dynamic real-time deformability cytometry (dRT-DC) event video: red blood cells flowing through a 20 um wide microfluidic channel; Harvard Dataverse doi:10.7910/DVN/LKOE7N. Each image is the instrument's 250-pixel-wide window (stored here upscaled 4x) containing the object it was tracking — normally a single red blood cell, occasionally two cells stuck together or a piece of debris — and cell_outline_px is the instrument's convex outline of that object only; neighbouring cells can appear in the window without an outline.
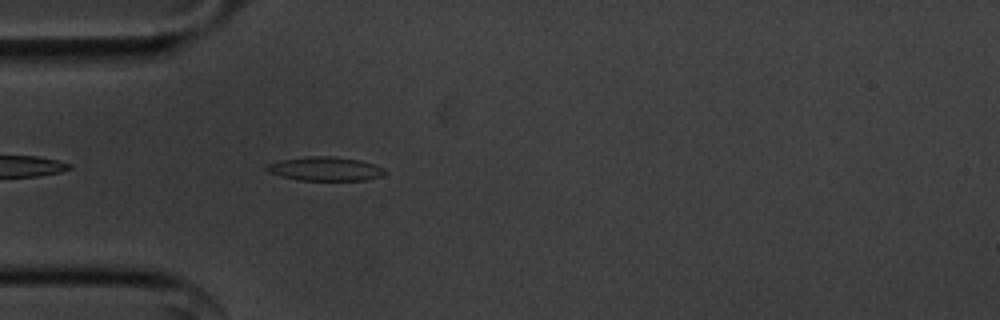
{"species": "common noctule bat (a hibernating species)", "species_latin": "Nyctalus noctula", "temperature_condition": "cold", "stored_images_in_passage": 21, "camera_frame_rate_fps": 3000, "um_per_image_px": 0.085, "animal": {"sex": "male", "body_mass_g": 20.1, "forearm_length_mm": 53.5}, "frame": {"image": 1, "passage_image": 4, "time_ms": 1.0, "image_size_px": [1000, 320], "cell_outline_px": [[388, 172], [380, 176], [364, 180], [300, 180], [268, 172], [264, 168], [268, 164], [280, 160], [308, 156], [332, 156], [360, 160], [376, 164], [384, 168]], "centroid_in_image_um": [27.68, 14.34], "position_along_channel_um": 57.3, "area_um2": 16.42}}
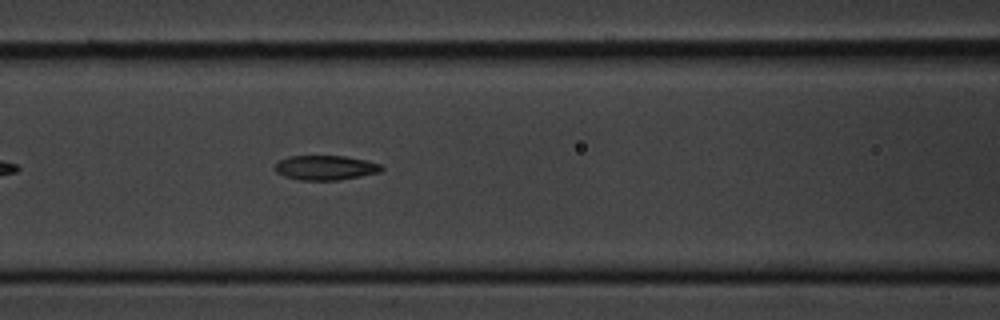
{"frame": {"image": 2, "passage_image": 11, "time_ms": 3.333, "image_size_px": [1000, 320], "cell_outline_px": [[384, 168], [380, 172], [340, 180], [296, 180], [284, 176], [276, 172], [276, 164], [280, 160], [288, 156], [344, 156], [364, 160], [380, 164]], "centroid_in_image_um": [27.65, 14.26], "position_along_channel_um": 138.9, "area_um2": 15.2}}
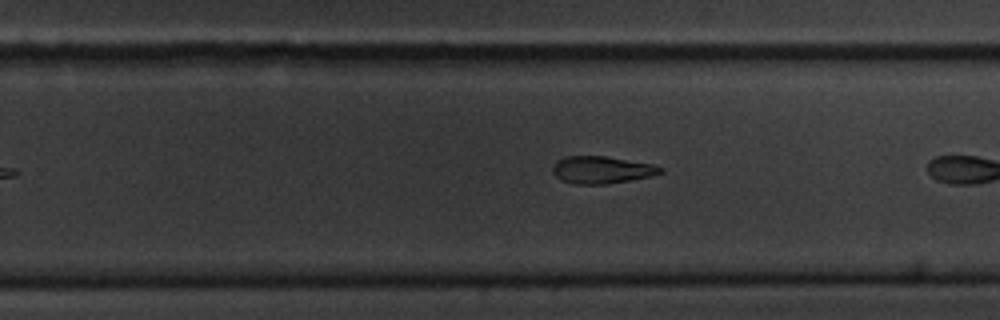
{"frame": {"image": 3, "passage_image": 20, "time_ms": 6.333, "image_size_px": [1000, 320], "cell_outline_px": [[664, 172], [652, 176], [604, 184], [572, 184], [560, 180], [552, 172], [552, 168], [556, 160], [564, 156], [604, 156], [652, 164], [664, 168]], "centroid_in_image_um": [51.11, 14.44], "position_along_channel_um": 278.7, "area_um2": 17.17}}